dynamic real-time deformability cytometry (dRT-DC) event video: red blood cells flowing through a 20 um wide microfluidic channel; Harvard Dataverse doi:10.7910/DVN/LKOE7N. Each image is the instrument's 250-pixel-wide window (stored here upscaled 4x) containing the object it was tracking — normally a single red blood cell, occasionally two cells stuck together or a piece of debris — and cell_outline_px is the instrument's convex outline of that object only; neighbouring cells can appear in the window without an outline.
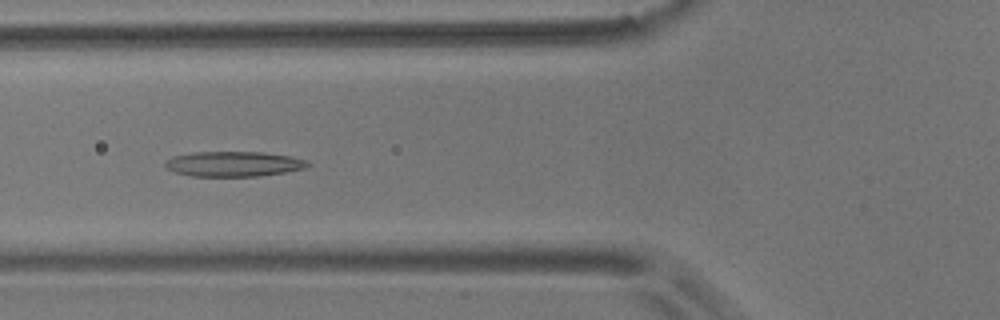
{"species": "common noctule bat (a hibernating species)", "species_latin": "Nyctalus noctula", "temperature_condition": "room temperature", "stored_images_in_passage": 54, "camera_frame_rate_fps": 3000, "um_per_image_px": 0.085, "animal": {"sex": "male", "body_mass_g": 17.9}, "frame": {"image": 1, "passage_image": 19, "time_ms": 6.0, "image_size_px": [1000, 320], "cell_outline_px": [[312, 164], [304, 168], [284, 172], [256, 176], [192, 176], [176, 172], [168, 168], [164, 164], [172, 156], [192, 152], [264, 152], [292, 156], [308, 160]], "centroid_in_image_um": [19.9, 13.92], "position_along_channel_um": 105.9, "area_um2": 20.81}}
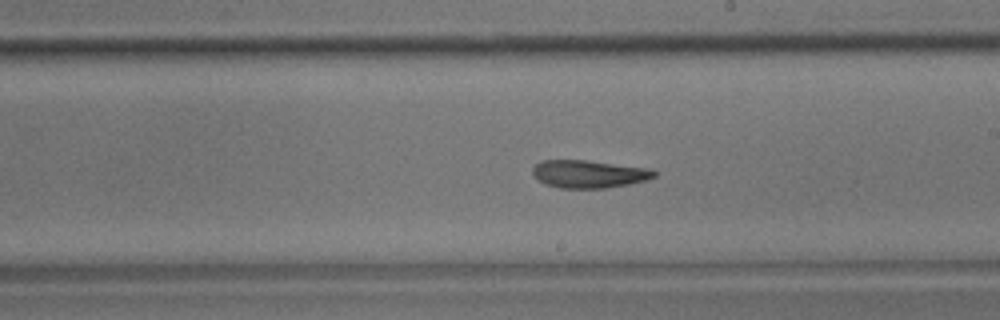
{"frame": {"image": 2, "passage_image": 30, "time_ms": 9.667, "image_size_px": [1000, 320], "cell_outline_px": [[656, 176], [644, 180], [628, 184], [604, 188], [560, 188], [544, 184], [532, 172], [532, 168], [540, 160], [584, 160], [652, 168], [656, 172]], "centroid_in_image_um": [50.05, 14.78], "position_along_channel_um": 238.9, "area_um2": 19.59}}
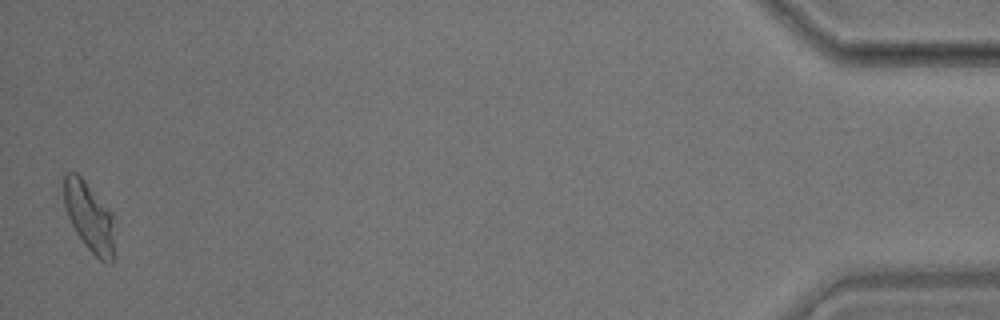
{"frame": {"image": 3, "passage_image": 53, "time_ms": 17.333, "image_size_px": [1000, 320], "cell_outline_px": [[112, 264], [108, 264], [100, 260], [84, 244], [76, 232], [68, 216], [64, 204], [64, 172], [76, 172], [84, 180], [112, 212]], "centroid_in_image_um": [7.56, 18.4], "position_along_channel_um": 427.6, "area_um2": 19.94}, "authors_computed_cell_mechanics": {"area_um2": 20.8369, "velocity_mm_per_s": 3.6217, "shape_relaxation_time_tau1_ms": null, "shape_relaxation_time_tau2_ms": 3.3211, "deformation_change_tau1": null, "deformation_change_tau2": 0.0983}}